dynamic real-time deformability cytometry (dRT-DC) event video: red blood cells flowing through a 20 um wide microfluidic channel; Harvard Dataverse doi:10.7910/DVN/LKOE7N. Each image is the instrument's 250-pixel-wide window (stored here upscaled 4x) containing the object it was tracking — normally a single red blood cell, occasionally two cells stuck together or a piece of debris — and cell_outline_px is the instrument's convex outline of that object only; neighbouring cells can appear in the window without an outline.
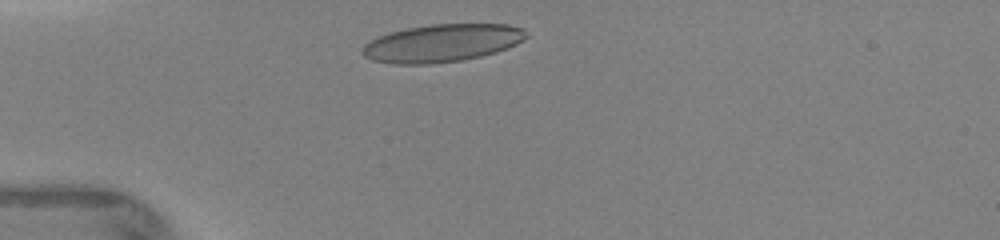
{"species": "human", "species_latin": "Homo sapiens", "temperature_condition": "warm", "stored_images_in_passage": 9, "camera_frame_rate_fps": 3000, "um_per_image_px": 0.085, "donor": {"sex": "female"}, "frame": {"image": 1, "passage_image": 2, "time_ms": 0.667, "image_size_px": [1000, 240], "cell_outline_px": [[528, 36], [524, 40], [516, 44], [496, 52], [480, 56], [460, 60], [428, 64], [396, 64], [372, 60], [364, 56], [360, 52], [360, 48], [364, 44], [380, 36], [392, 32], [408, 28], [432, 24], [508, 24], [524, 28]], "centroid_in_image_um": [37.58, 3.66], "position_along_channel_um": 47.4, "area_um2": 35.89}}